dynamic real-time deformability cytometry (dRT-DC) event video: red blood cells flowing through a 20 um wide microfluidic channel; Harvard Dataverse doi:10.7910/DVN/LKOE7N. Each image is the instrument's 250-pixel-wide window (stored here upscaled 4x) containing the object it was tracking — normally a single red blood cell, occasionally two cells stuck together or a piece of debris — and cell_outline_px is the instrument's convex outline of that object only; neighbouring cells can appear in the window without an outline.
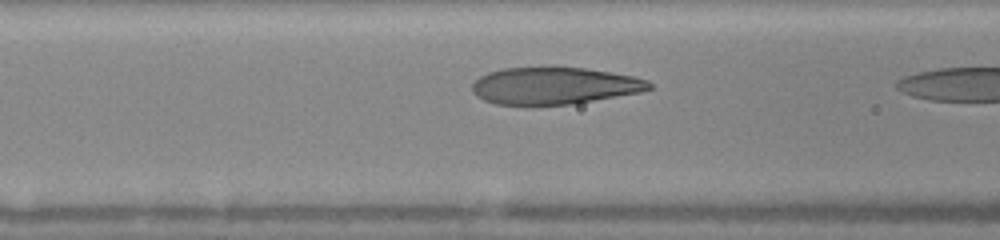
{"species": "human", "species_latin": "Homo sapiens", "temperature_condition": "warm", "stored_images_in_passage": 11, "camera_frame_rate_fps": 3000, "um_per_image_px": 0.085, "donor": {"sex": "female"}, "frame": {"image": 1, "passage_image": 10, "time_ms": 3.0, "image_size_px": [1000, 240], "cell_outline_px": [[652, 88], [640, 92], [568, 104], [496, 104], [484, 100], [476, 96], [472, 92], [472, 84], [480, 76], [488, 72], [504, 68], [584, 68], [632, 76], [648, 80], [652, 84]], "centroid_in_image_um": [47.08, 7.29], "position_along_channel_um": 119.5, "area_um2": 37.45}}